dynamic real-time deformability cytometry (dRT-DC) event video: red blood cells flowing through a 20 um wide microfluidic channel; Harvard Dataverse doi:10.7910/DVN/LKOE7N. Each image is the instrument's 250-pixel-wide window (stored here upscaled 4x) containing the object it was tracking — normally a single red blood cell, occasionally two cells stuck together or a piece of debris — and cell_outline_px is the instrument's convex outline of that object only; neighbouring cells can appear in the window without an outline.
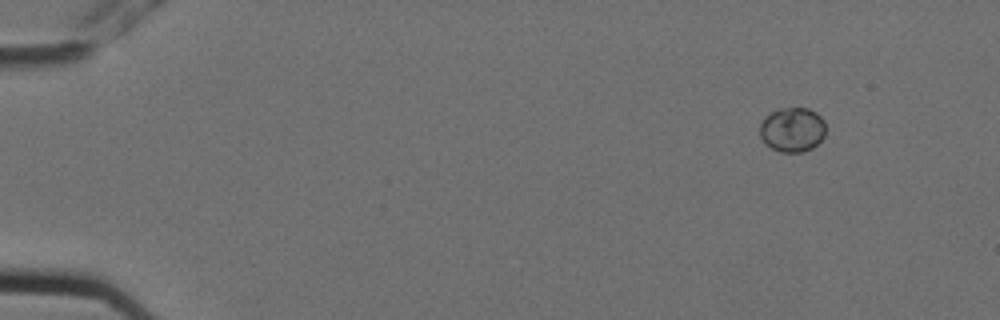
{"species": "Egyptian fruit bat (a non-hibernating species)", "species_latin": "Rousettus aegyptiacus", "temperature_condition": "cold", "stored_images_in_passage": 5, "camera_frame_rate_fps": 3000, "um_per_image_px": 0.085, "animal": {"sex": "female"}, "frame": {"image": 1, "passage_image": 1, "time_ms": 0.0, "image_size_px": [1000, 320], "cell_outline_px": [[824, 136], [812, 148], [800, 152], [780, 152], [772, 148], [760, 136], [760, 124], [764, 116], [780, 108], [808, 108], [816, 112], [824, 120]], "centroid_in_image_um": [67.34, 11.0], "position_along_channel_um": 17.7, "area_um2": 16.94}}
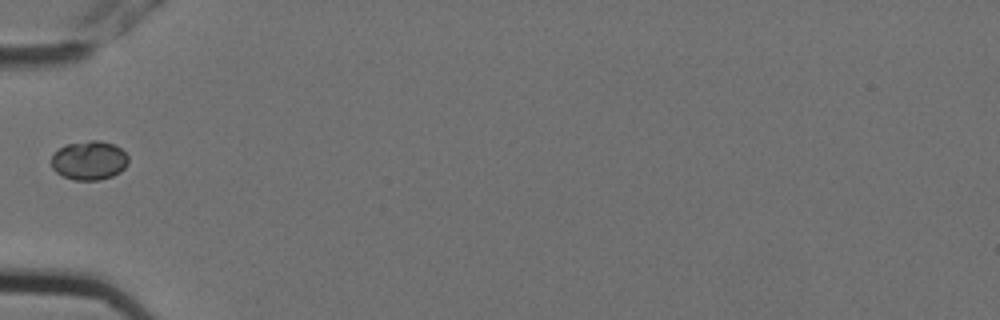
{"frame": {"image": 2, "passage_image": 5, "time_ms": 1.333, "image_size_px": [1000, 320], "cell_outline_px": [[128, 164], [120, 172], [112, 176], [100, 180], [76, 180], [64, 176], [56, 172], [52, 168], [52, 156], [64, 144], [92, 140], [100, 140], [112, 144], [120, 148], [128, 156]], "centroid_in_image_um": [7.59, 13.63], "position_along_channel_um": 77.4, "area_um2": 17.46}}